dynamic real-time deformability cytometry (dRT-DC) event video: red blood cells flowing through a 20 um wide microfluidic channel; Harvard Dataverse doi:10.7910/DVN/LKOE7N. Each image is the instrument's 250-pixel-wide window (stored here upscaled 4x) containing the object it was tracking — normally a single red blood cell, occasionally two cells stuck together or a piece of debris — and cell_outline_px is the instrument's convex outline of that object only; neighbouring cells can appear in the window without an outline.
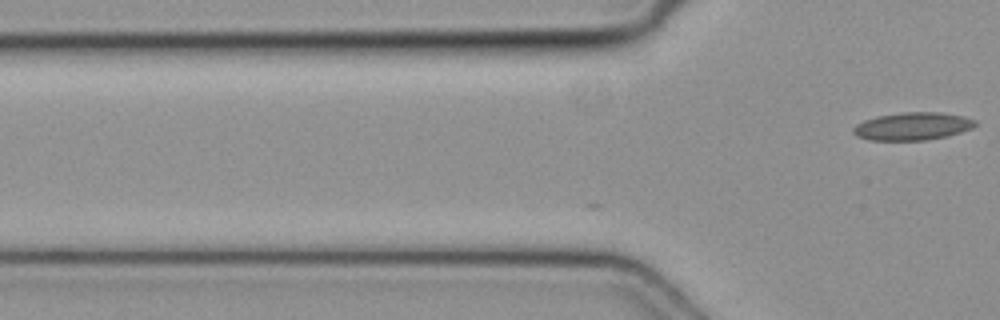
{"species": "common noctule bat (a hibernating species)", "species_latin": "Nyctalus noctula", "temperature_condition": "cold", "stored_images_in_passage": 5, "camera_frame_rate_fps": 3000, "um_per_image_px": 0.085, "animal": {"sex": "female", "body_mass_g": 19.3, "forearm_length_mm": 54.1}, "frame": {"image": 1, "passage_image": 5, "time_ms": 1.333, "image_size_px": [1000, 320], "cell_outline_px": [[976, 124], [972, 128], [960, 132], [928, 140], [868, 140], [856, 136], [852, 132], [852, 128], [856, 124], [864, 120], [876, 116], [904, 112], [940, 112], [964, 116], [976, 120]], "centroid_in_image_um": [77.53, 10.73], "position_along_channel_um": 48.3, "area_um2": 19.77}}